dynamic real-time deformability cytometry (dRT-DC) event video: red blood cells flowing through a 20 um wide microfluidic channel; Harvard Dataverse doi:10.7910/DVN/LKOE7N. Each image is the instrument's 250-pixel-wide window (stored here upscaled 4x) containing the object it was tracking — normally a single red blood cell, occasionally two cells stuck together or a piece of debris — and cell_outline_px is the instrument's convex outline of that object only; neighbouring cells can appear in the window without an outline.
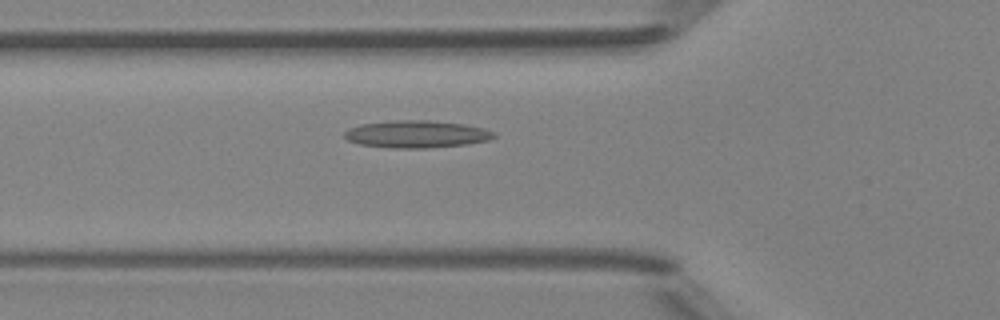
{"species": "Egyptian fruit bat (a non-hibernating species)", "species_latin": "Rousettus aegyptiacus", "temperature_condition": "room temperature", "stored_images_in_passage": 48, "camera_frame_rate_fps": 3000, "um_per_image_px": 0.085, "animal": {"sex": "female"}, "frame": {"image": 1, "passage_image": 17, "time_ms": 5.333, "image_size_px": [1000, 320], "cell_outline_px": [[496, 136], [488, 140], [468, 144], [428, 148], [392, 148], [360, 144], [348, 140], [344, 136], [344, 132], [348, 128], [360, 124], [396, 120], [428, 120], [464, 124], [484, 128], [496, 132]], "centroid_in_image_um": [35.42, 11.4], "position_along_channel_um": 90.4, "area_um2": 23.87}}
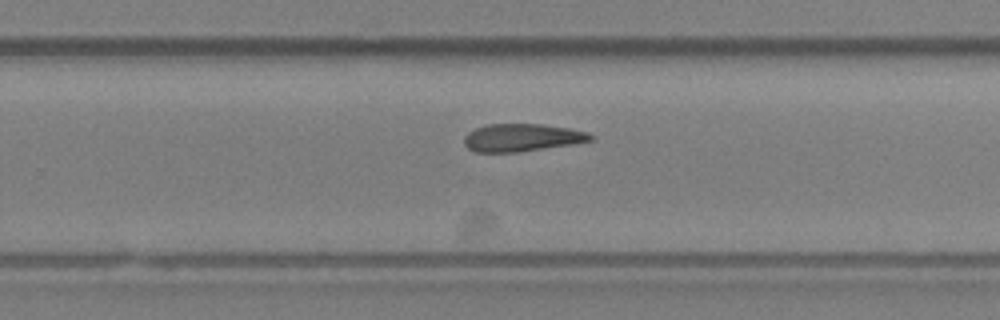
{"frame": {"image": 2, "passage_image": 31, "time_ms": 10.0, "image_size_px": [1000, 320], "cell_outline_px": [[592, 140], [572, 144], [516, 152], [476, 152], [468, 148], [464, 144], [464, 136], [468, 132], [476, 128], [488, 124], [544, 124], [568, 128], [588, 132], [592, 136]], "centroid_in_image_um": [44.33, 11.69], "position_along_channel_um": 285.5, "area_um2": 20.23}}
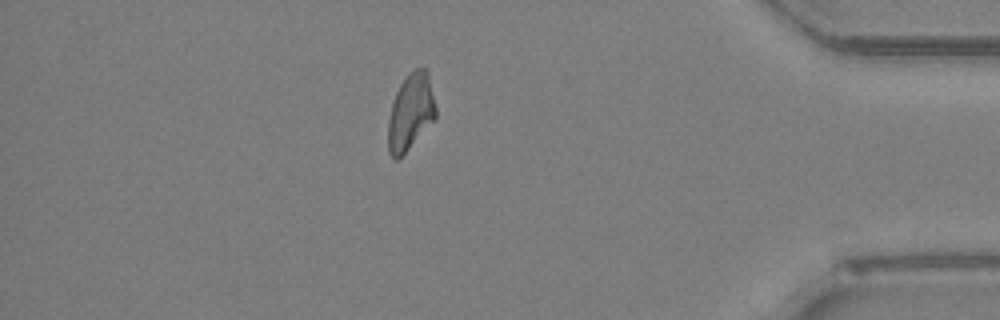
{"frame": {"image": 3, "passage_image": 42, "time_ms": 13.667, "image_size_px": [1000, 320], "cell_outline_px": [[436, 116], [408, 148], [396, 160], [388, 152], [388, 120], [392, 104], [396, 92], [400, 84], [416, 68], [424, 68], [428, 72], [436, 108]], "centroid_in_image_um": [34.89, 9.5], "position_along_channel_um": 400.3, "area_um2": 20.52}}